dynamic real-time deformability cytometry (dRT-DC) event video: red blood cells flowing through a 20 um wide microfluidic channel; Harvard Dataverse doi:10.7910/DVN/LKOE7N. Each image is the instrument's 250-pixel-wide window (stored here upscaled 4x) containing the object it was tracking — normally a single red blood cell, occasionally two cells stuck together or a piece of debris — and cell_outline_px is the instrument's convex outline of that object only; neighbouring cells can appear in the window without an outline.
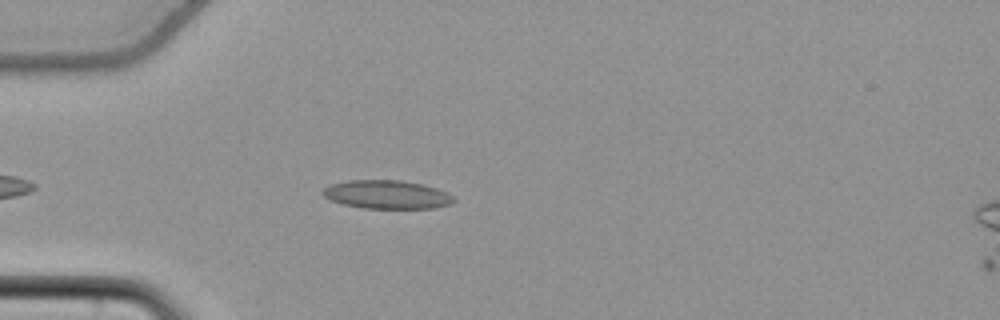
{"species": "common noctule bat (a hibernating species)", "species_latin": "Nyctalus noctula", "temperature_condition": "cold", "stored_images_in_passage": 7, "camera_frame_rate_fps": 3000, "um_per_image_px": 0.085, "animal": {"sex": "female", "body_mass_g": 22.7, "forearm_length_mm": 54.2}, "frame": {"image": 1, "passage_image": 6, "time_ms": 1.667, "image_size_px": [1000, 320], "cell_outline_px": [[456, 200], [452, 204], [436, 208], [364, 208], [344, 204], [332, 200], [324, 196], [320, 192], [324, 188], [332, 184], [348, 180], [400, 180], [424, 184], [448, 192]], "centroid_in_image_um": [32.93, 16.53], "position_along_channel_um": 52.1, "area_um2": 21.79}}